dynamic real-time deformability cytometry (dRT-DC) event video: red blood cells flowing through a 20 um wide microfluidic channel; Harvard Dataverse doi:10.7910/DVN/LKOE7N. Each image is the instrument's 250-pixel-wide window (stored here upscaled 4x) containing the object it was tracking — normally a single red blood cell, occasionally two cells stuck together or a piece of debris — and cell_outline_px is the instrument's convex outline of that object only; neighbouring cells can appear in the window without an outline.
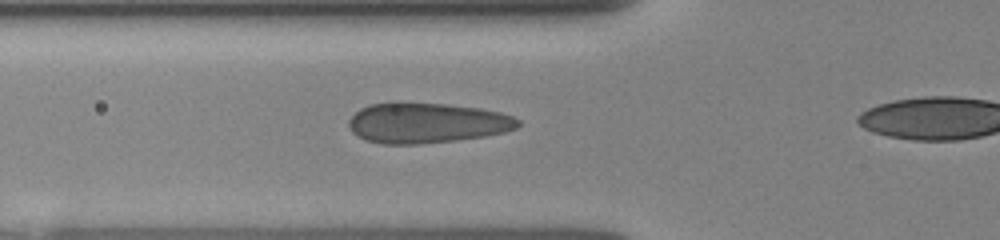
{"species": "human", "species_latin": "Homo sapiens", "temperature_condition": "room temperature", "stored_images_in_passage": 11, "camera_frame_rate_fps": 3000, "um_per_image_px": 0.085, "donor": {"sex": "female"}, "frame": {"image": 1, "passage_image": 10, "time_ms": 3.0, "image_size_px": [1000, 240], "cell_outline_px": [[520, 124], [516, 128], [504, 132], [484, 136], [456, 140], [420, 144], [384, 144], [364, 140], [356, 136], [348, 128], [348, 120], [360, 108], [368, 104], [392, 100], [400, 100], [444, 104], [480, 108], [500, 112], [512, 116], [520, 120]], "centroid_in_image_um": [36.2, 10.42], "position_along_channel_um": 89.6, "area_um2": 40.63}}